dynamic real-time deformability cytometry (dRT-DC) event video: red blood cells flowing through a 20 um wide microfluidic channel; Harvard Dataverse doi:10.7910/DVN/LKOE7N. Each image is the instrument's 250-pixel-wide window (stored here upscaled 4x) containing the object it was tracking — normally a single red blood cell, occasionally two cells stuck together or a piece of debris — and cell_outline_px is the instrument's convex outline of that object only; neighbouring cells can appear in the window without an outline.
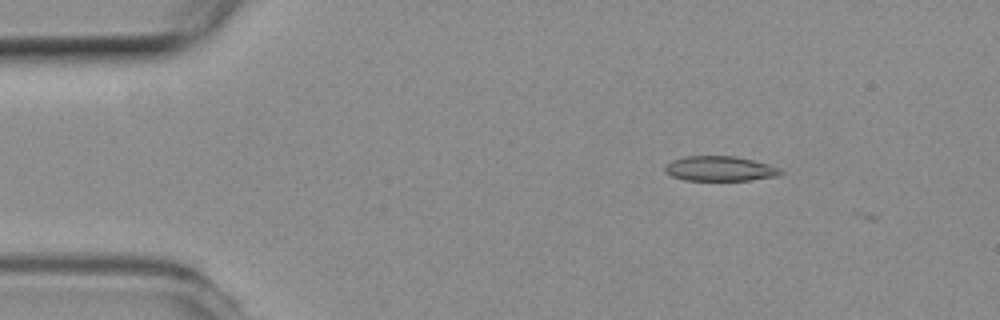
{"species": "common noctule bat (a hibernating species)", "species_latin": "Nyctalus noctula", "temperature_condition": "room temperature", "stored_images_in_passage": 6, "camera_frame_rate_fps": 3000, "um_per_image_px": 0.085, "animal": {"sex": "female", "body_mass_g": 19.3, "forearm_length_mm": 54.1}, "frame": {"image": 1, "passage_image": 4, "time_ms": 1.0, "image_size_px": [1000, 320], "cell_outline_px": [[784, 172], [780, 176], [752, 180], [684, 180], [672, 176], [664, 172], [664, 168], [672, 160], [684, 156], [736, 156], [768, 164], [780, 168]], "centroid_in_image_um": [61.21, 14.34], "position_along_channel_um": 23.8, "area_um2": 16.88}}